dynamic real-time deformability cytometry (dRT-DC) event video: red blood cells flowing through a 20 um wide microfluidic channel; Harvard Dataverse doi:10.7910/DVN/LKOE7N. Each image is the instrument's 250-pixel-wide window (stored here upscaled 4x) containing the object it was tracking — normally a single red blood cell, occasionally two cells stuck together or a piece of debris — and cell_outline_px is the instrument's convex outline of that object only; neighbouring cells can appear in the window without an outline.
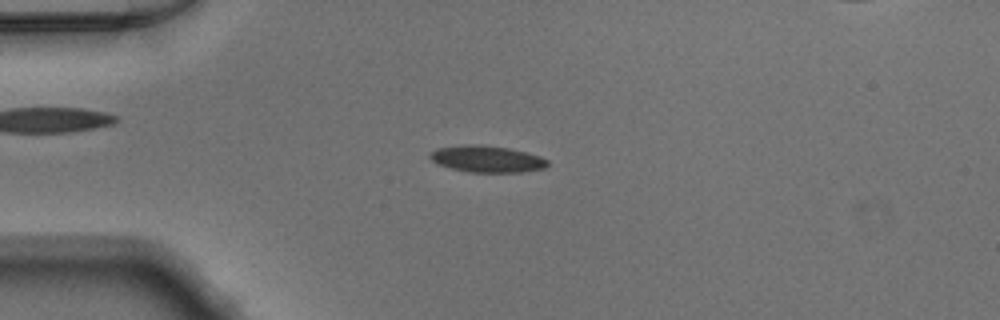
{"species": "Egyptian fruit bat (a non-hibernating species)", "species_latin": "Rousettus aegyptiacus", "temperature_condition": "warm", "stored_images_in_passage": 50, "camera_frame_rate_fps": 3000, "um_per_image_px": 0.085, "animal": {"sex": "male"}, "frame": {"image": 1, "passage_image": 12, "time_ms": 3.667, "image_size_px": [1000, 320], "cell_outline_px": [[548, 164], [544, 168], [520, 172], [468, 172], [436, 164], [428, 156], [436, 148], [464, 144], [480, 144], [508, 148], [540, 156], [548, 160]], "centroid_in_image_um": [41.35, 13.51], "position_along_channel_um": 43.6, "area_um2": 18.21}}
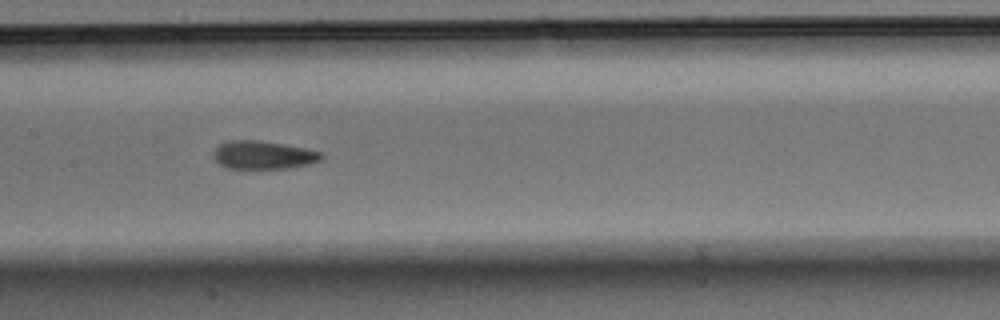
{"frame": {"image": 2, "passage_image": 24, "time_ms": 7.667, "image_size_px": [1000, 320], "cell_outline_px": [[324, 156], [320, 160], [308, 164], [288, 168], [228, 168], [220, 164], [212, 156], [216, 148], [220, 144], [228, 140], [260, 140], [304, 148], [324, 152]], "centroid_in_image_um": [22.39, 13.16], "position_along_channel_um": 185.0, "area_um2": 17.63}}
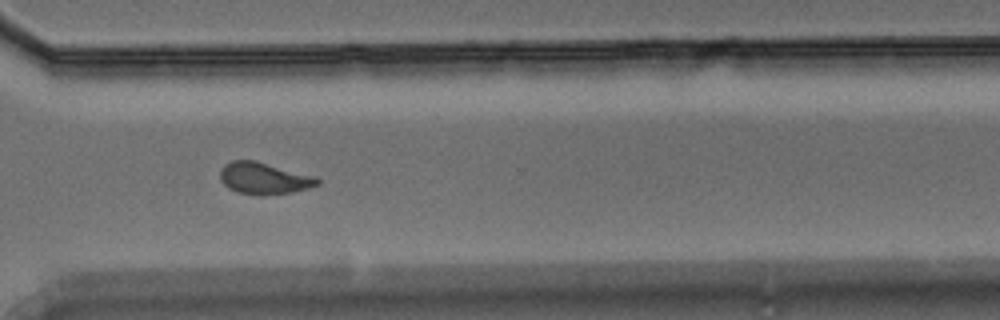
{"frame": {"image": 3, "passage_image": 36, "time_ms": 11.667, "image_size_px": [1000, 320], "cell_outline_px": [[320, 184], [308, 188], [292, 192], [264, 196], [260, 196], [240, 192], [228, 188], [220, 180], [220, 168], [224, 164], [232, 160], [256, 160], [316, 176], [320, 180]], "centroid_in_image_um": [22.44, 15.15], "position_along_channel_um": 348.2, "area_um2": 18.26}}